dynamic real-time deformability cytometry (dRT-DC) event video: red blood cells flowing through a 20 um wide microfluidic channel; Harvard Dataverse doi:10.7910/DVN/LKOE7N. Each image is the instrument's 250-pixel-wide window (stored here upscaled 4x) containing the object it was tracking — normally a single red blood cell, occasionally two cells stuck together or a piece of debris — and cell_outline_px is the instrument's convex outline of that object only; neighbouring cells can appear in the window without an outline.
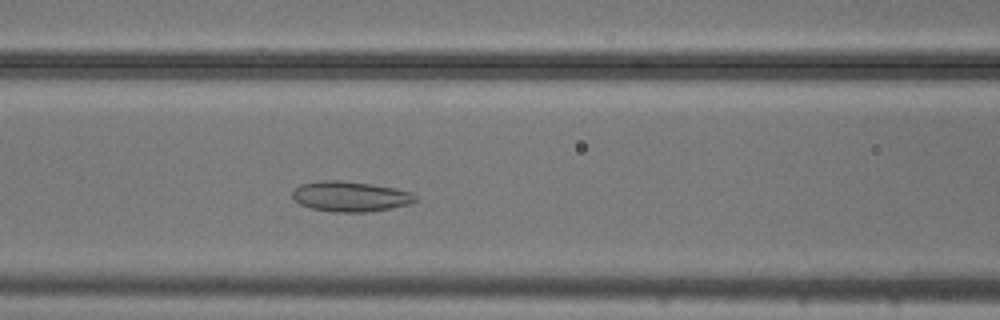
{"species": "common noctule bat (a hibernating species)", "species_latin": "Nyctalus noctula", "temperature_condition": "cold", "stored_images_in_passage": 43, "camera_frame_rate_fps": 3000, "um_per_image_px": 0.085, "animal": {"sex": "male", "body_mass_g": 20.5, "forearm_length_mm": 52.5}, "frame": {"image": 1, "passage_image": 12, "time_ms": 3.667, "image_size_px": [1000, 320], "cell_outline_px": [[416, 200], [408, 204], [368, 212], [332, 212], [312, 208], [300, 204], [292, 196], [292, 192], [300, 184], [320, 180], [344, 180], [372, 184], [396, 188], [412, 192], [416, 196]], "centroid_in_image_um": [29.77, 16.68], "position_along_channel_um": 136.8, "area_um2": 21.68}}
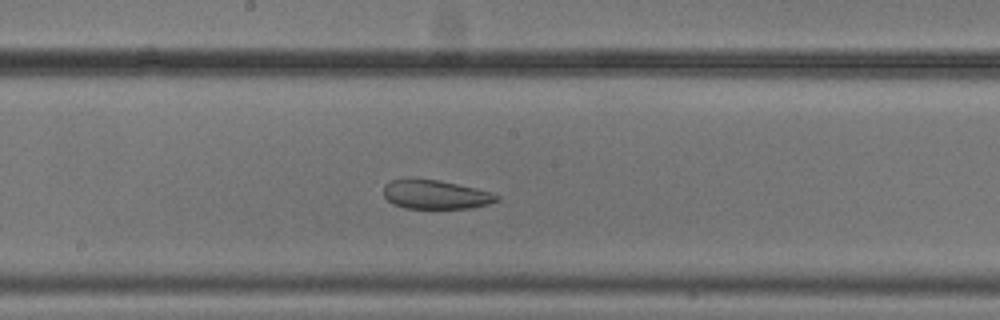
{"frame": {"image": 2, "passage_image": 18, "time_ms": 5.667, "image_size_px": [1000, 320], "cell_outline_px": [[500, 200], [488, 204], [472, 208], [404, 208], [392, 204], [384, 196], [384, 184], [392, 180], [436, 180], [476, 188], [492, 192], [500, 196]], "centroid_in_image_um": [37.06, 16.56], "position_along_channel_um": 211.1, "area_um2": 18.84}}
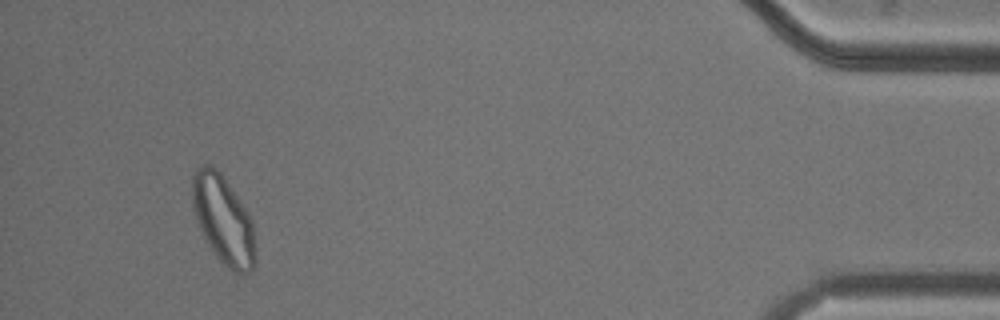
{"frame": {"image": 3, "passage_image": 40, "time_ms": 13.0, "image_size_px": [1000, 320], "cell_outline_px": [[256, 260], [252, 272], [240, 276], [232, 272], [216, 256], [208, 244], [196, 220], [192, 208], [192, 180], [196, 168], [200, 164], [212, 164], [220, 172], [248, 212], [252, 220]], "centroid_in_image_um": [18.98, 18.71], "position_along_channel_um": 416.2, "area_um2": 32.77}, "authors_computed_cell_mechanics": {"area_um2": 24.1604, "velocity_mm_per_s": 3.7183, "shape_relaxation_time_tau1_ms": null, "shape_relaxation_time_tau2_ms": 2.0894, "deformation_change_tau1": null, "deformation_change_tau2": 0.0885}}